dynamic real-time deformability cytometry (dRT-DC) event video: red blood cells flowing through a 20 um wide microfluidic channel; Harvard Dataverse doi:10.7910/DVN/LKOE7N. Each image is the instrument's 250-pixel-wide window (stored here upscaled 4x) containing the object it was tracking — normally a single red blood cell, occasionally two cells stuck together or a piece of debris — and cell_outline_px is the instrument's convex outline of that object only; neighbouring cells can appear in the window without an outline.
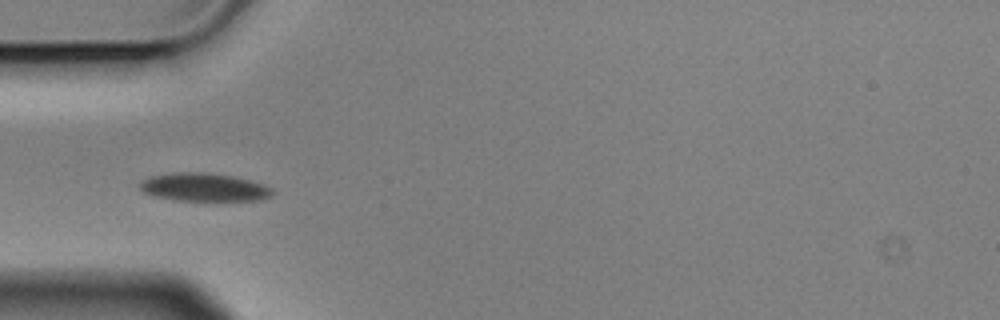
{"species": "Egyptian fruit bat (a non-hibernating species)", "species_latin": "Rousettus aegyptiacus", "temperature_condition": "cold", "stored_images_in_passage": 8, "camera_frame_rate_fps": 3000, "um_per_image_px": 0.085, "animal": {"sex": "male"}, "frame": {"image": 1, "passage_image": 5, "time_ms": 1.333, "image_size_px": [1000, 320], "cell_outline_px": [[276, 192], [272, 196], [260, 200], [176, 200], [156, 196], [144, 192], [140, 188], [140, 184], [148, 176], [172, 172], [200, 172], [232, 176], [252, 180], [264, 184], [272, 188]], "centroid_in_image_um": [17.39, 15.9], "position_along_channel_um": 67.6, "area_um2": 21.73}}
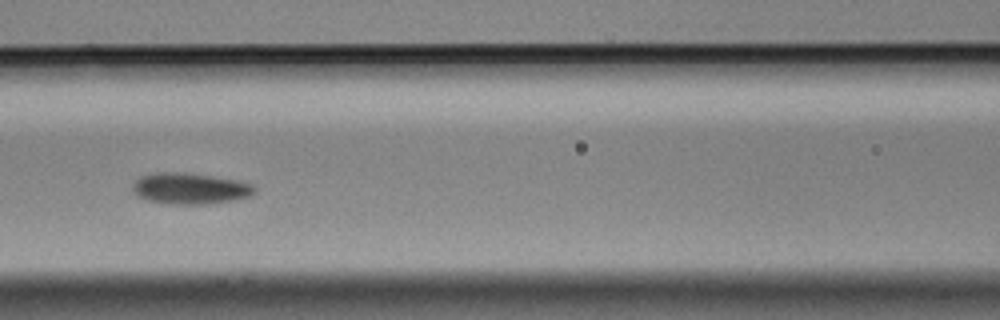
{"frame": {"image": 2, "passage_image": 7, "time_ms": 2.0, "image_size_px": [1000, 320], "cell_outline_px": [[256, 192], [252, 196], [232, 200], [208, 204], [172, 204], [148, 200], [136, 196], [132, 192], [132, 184], [140, 176], [156, 172], [184, 172], [240, 180], [252, 184], [256, 188]], "centroid_in_image_um": [16.16, 16.01], "position_along_channel_um": 150.4, "area_um2": 22.43}}
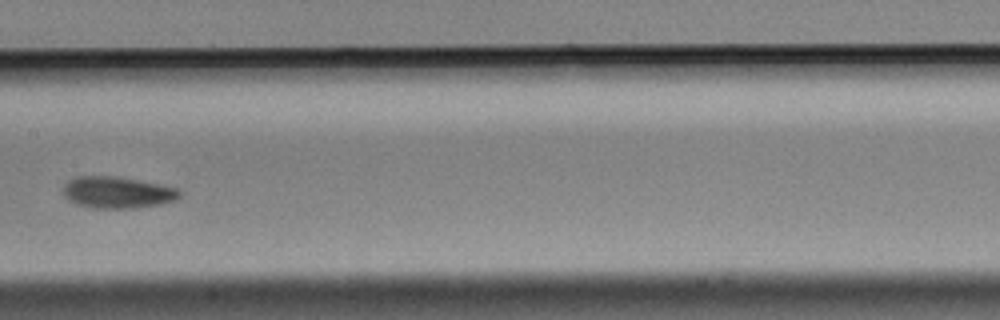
{"frame": {"image": 3, "passage_image": 8, "time_ms": 2.333, "image_size_px": [1000, 320], "cell_outline_px": [[184, 192], [176, 200], [160, 204], [136, 208], [96, 208], [76, 204], [68, 200], [64, 196], [64, 184], [68, 180], [76, 176], [120, 176], [180, 188]], "centroid_in_image_um": [10.02, 16.34], "position_along_channel_um": 197.4, "area_um2": 21.79}}